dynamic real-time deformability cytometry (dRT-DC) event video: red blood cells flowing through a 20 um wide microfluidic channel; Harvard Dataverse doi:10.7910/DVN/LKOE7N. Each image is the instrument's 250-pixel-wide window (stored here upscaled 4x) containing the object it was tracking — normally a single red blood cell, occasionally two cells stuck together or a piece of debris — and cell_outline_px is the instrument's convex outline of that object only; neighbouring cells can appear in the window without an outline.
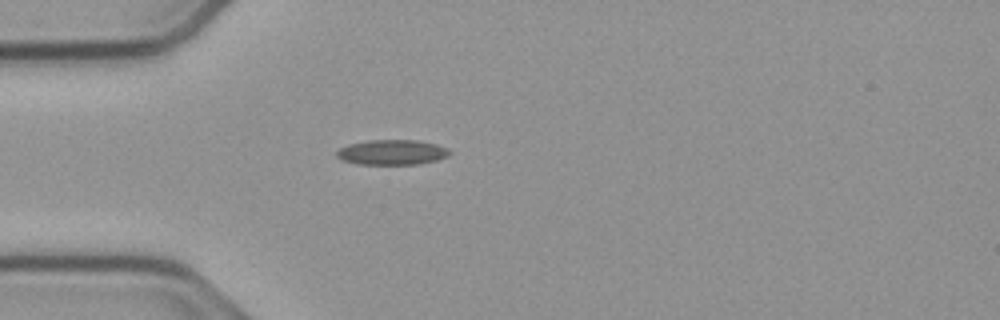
{"species": "common noctule bat (a hibernating species)", "species_latin": "Nyctalus noctula", "temperature_condition": "cold", "stored_images_in_passage": 40, "camera_frame_rate_fps": 3000, "um_per_image_px": 0.085, "animal": {"sex": "male", "body_mass_g": 23.1, "forearm_length_mm": 52.7}, "frame": {"image": 1, "passage_image": 1, "time_ms": 0.0, "image_size_px": [1000, 320], "cell_outline_px": [[452, 152], [448, 156], [436, 160], [420, 164], [356, 164], [344, 160], [336, 156], [336, 152], [340, 148], [348, 144], [368, 140], [416, 140], [436, 144], [448, 148]], "centroid_in_image_um": [33.34, 12.94], "position_along_channel_um": 51.7, "area_um2": 16.53}}
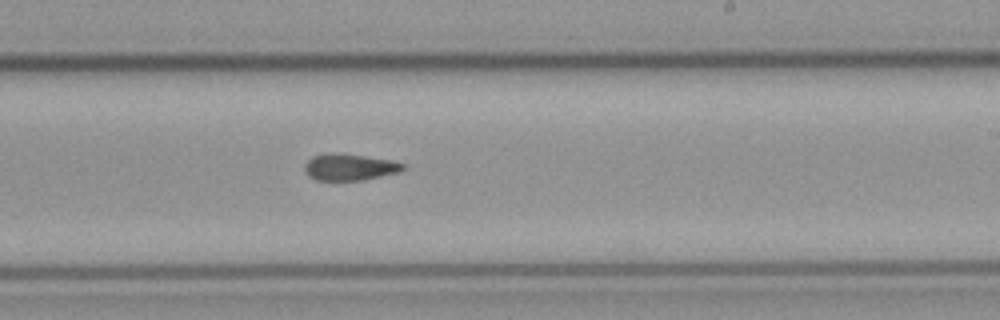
{"frame": {"image": 2, "passage_image": 18, "time_ms": 5.667, "image_size_px": [1000, 320], "cell_outline_px": [[404, 168], [400, 172], [364, 180], [316, 180], [308, 176], [304, 172], [304, 164], [312, 156], [364, 156], [392, 160], [404, 164]], "centroid_in_image_um": [29.74, 14.26], "position_along_channel_um": 259.3, "area_um2": 14.57}}
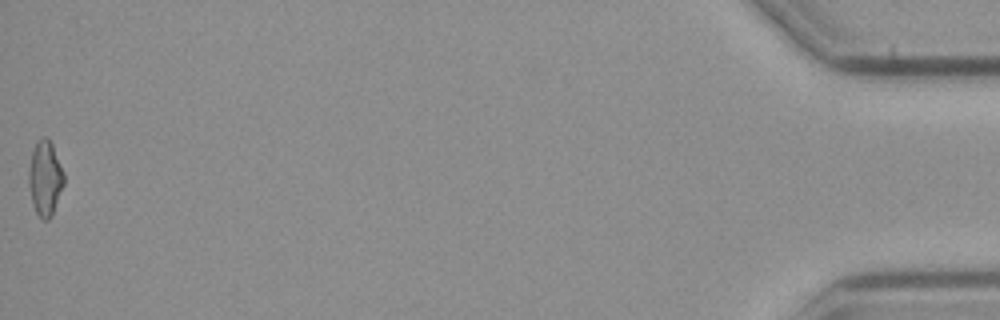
{"frame": {"image": 3, "passage_image": 40, "time_ms": 13.0, "image_size_px": [1000, 320], "cell_outline_px": [[64, 184], [52, 216], [48, 220], [44, 220], [36, 212], [32, 204], [28, 184], [28, 172], [32, 152], [40, 136], [44, 136], [52, 144], [64, 172]], "centroid_in_image_um": [3.83, 15.17], "position_along_channel_um": 431.4, "area_um2": 15.37}, "authors_computed_cell_mechanics": {"area_um2": 15.2592, "velocity_mm_per_s": 3.7938, "shape_relaxation_time_tau1_ms": null, "shape_relaxation_time_tau2_ms": 7.21, "deformation_change_tau1": null, "deformation_change_tau2": 0.1385}}